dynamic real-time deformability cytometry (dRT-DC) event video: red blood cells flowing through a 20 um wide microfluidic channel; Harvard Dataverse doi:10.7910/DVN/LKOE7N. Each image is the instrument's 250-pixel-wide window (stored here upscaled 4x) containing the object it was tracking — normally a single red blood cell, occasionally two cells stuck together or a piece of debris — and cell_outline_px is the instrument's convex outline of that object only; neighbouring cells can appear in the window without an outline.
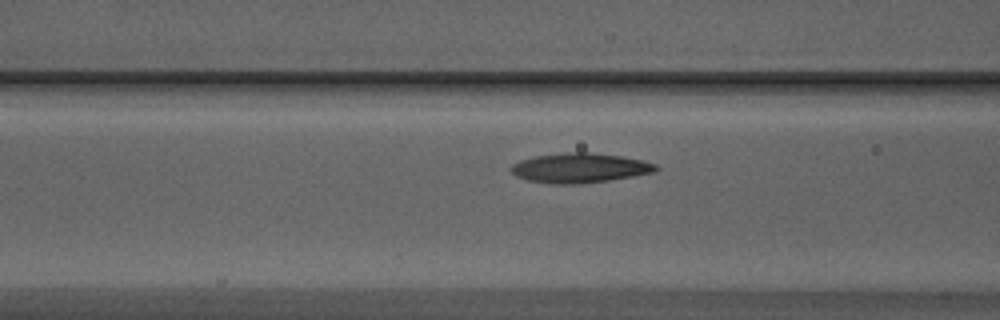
{"species": "Egyptian fruit bat (a non-hibernating species)", "species_latin": "Rousettus aegyptiacus", "temperature_condition": "warm", "stored_images_in_passage": 9, "camera_frame_rate_fps": 3000, "um_per_image_px": 0.085, "animal": {"sex": "male"}, "frame": {"image": 1, "passage_image": 4, "time_ms": 1.0, "image_size_px": [1000, 320], "cell_outline_px": [[660, 168], [656, 172], [608, 180], [580, 184], [552, 184], [528, 180], [516, 176], [508, 168], [512, 164], [520, 160], [536, 156], [568, 152], [592, 152], [620, 156], [640, 160], [656, 164]], "centroid_in_image_um": [49.26, 14.28], "position_along_channel_um": 117.3, "area_um2": 25.03}}
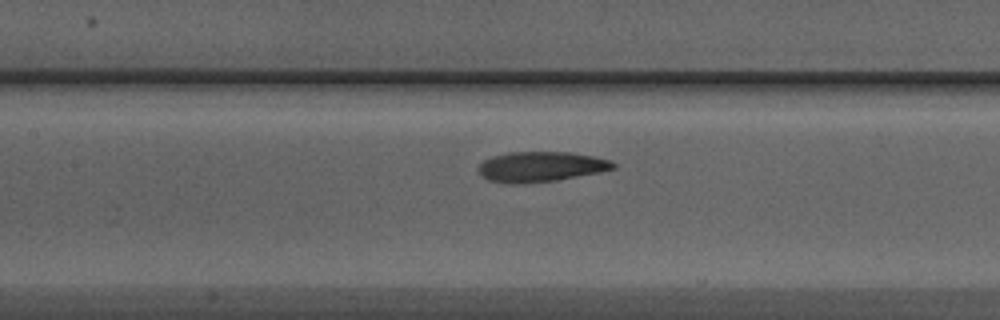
{"frame": {"image": 2, "passage_image": 7, "time_ms": 2.0, "image_size_px": [1000, 320], "cell_outline_px": [[616, 168], [600, 172], [556, 180], [524, 184], [508, 184], [488, 180], [476, 168], [484, 160], [492, 156], [508, 152], [572, 152], [592, 156], [608, 160], [616, 164]], "centroid_in_image_um": [45.94, 14.17], "position_along_channel_um": 161.5, "area_um2": 23.76}}